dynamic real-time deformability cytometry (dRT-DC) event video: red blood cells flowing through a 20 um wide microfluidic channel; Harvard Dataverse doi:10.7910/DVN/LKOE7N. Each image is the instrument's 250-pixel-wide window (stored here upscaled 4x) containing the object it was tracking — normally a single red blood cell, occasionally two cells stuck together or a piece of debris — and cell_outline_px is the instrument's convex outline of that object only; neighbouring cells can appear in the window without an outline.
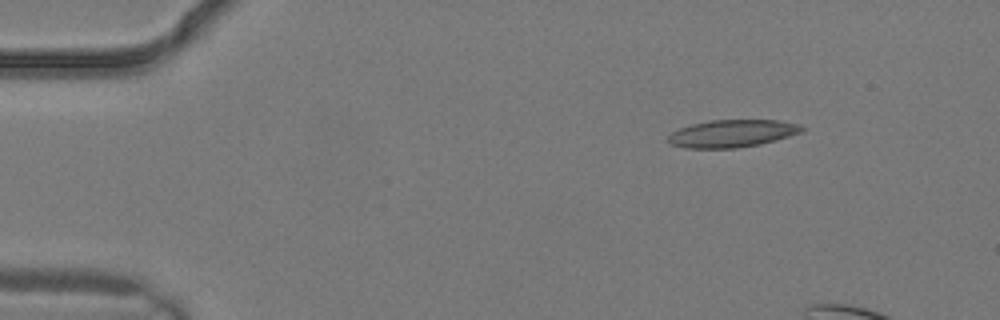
{"species": "common noctule bat (a hibernating species)", "species_latin": "Nyctalus noctula", "temperature_condition": "warm", "stored_images_in_passage": 2, "camera_frame_rate_fps": 3000, "um_per_image_px": 0.085, "animal": {"sex": "male", "body_mass_g": 19.2, "forearm_length_mm": 51.8}, "frame": {"image": 1, "passage_image": 1, "time_ms": 0.0, "image_size_px": [1000, 320], "cell_outline_px": [[804, 128], [800, 132], [776, 140], [760, 144], [736, 148], [684, 148], [672, 144], [664, 140], [672, 132], [680, 128], [692, 124], [708, 120], [776, 120], [800, 124]], "centroid_in_image_um": [62.19, 11.35], "position_along_channel_um": 22.8, "area_um2": 21.39}}